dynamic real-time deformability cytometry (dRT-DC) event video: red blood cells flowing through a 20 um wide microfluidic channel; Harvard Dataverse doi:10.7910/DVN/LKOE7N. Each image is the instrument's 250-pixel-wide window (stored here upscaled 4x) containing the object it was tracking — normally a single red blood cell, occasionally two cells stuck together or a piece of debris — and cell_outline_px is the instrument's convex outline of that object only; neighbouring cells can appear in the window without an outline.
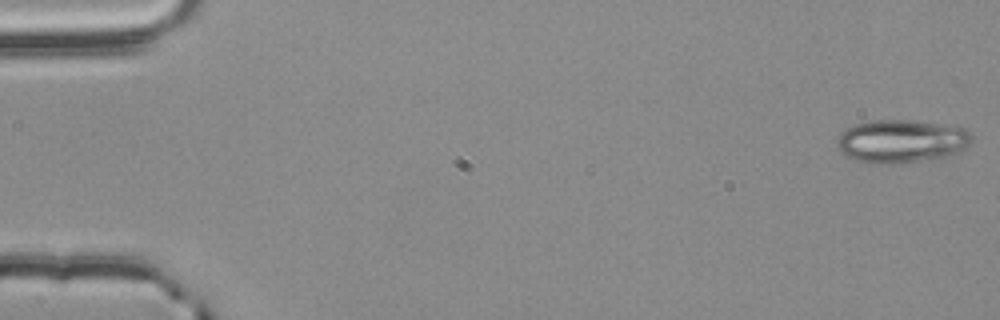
{"species": "common noctule bat (a hibernating species)", "species_latin": "Nyctalus noctula", "temperature_condition": "room temperature", "stored_images_in_passage": 11, "camera_frame_rate_fps": 3000, "um_per_image_px": 0.085, "animal": {"sex": "male", "body_mass_g": 20.4}, "frame": {"image": 1, "passage_image": 1, "time_ms": 0.0, "image_size_px": [1000, 320], "cell_outline_px": [[972, 136], [968, 144], [964, 148], [948, 156], [932, 160], [888, 164], [880, 164], [852, 160], [844, 156], [836, 148], [836, 140], [840, 132], [856, 124], [872, 120], [908, 120], [964, 128]], "centroid_in_image_um": [76.53, 12.03], "position_along_channel_um": 8.5, "area_um2": 33.93}}